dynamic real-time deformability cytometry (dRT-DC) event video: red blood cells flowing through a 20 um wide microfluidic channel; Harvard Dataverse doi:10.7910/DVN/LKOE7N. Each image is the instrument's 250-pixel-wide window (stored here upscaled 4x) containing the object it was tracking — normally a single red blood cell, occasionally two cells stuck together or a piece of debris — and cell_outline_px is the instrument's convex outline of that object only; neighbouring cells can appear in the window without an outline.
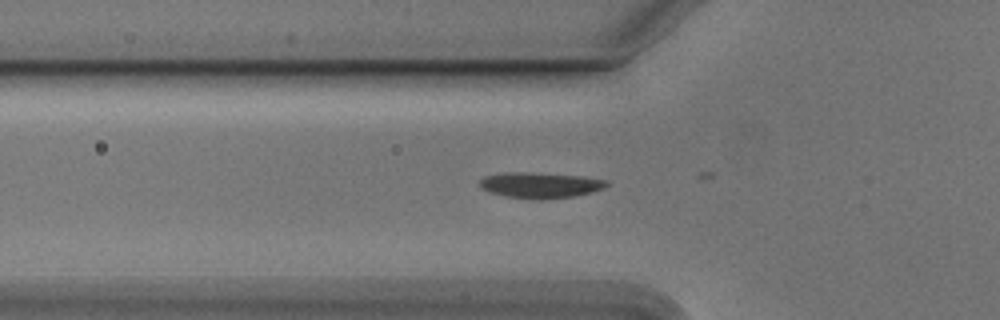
{"species": "Egyptian fruit bat (a non-hibernating species)", "species_latin": "Rousettus aegyptiacus", "temperature_condition": "cold", "stored_images_in_passage": 10, "camera_frame_rate_fps": 3000, "um_per_image_px": 0.085, "animal": {"sex": "male"}, "frame": {"image": 1, "passage_image": 2, "time_ms": 0.333, "image_size_px": [1000, 320], "cell_outline_px": [[608, 184], [604, 188], [592, 192], [572, 196], [540, 200], [536, 200], [504, 196], [480, 188], [480, 180], [484, 176], [504, 172], [524, 172], [580, 176], [608, 180]], "centroid_in_image_um": [45.9, 15.74], "position_along_channel_um": 79.9, "area_um2": 18.96}}
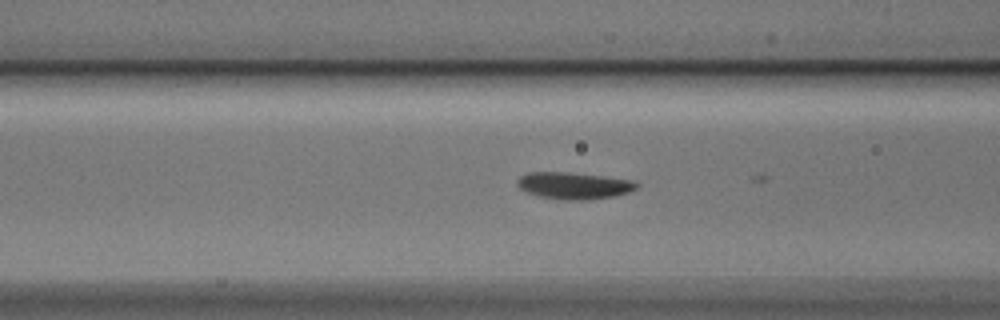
{"frame": {"image": 2, "passage_image": 5, "time_ms": 1.333, "image_size_px": [1000, 320], "cell_outline_px": [[640, 184], [636, 188], [628, 192], [612, 196], [588, 200], [560, 200], [540, 196], [528, 192], [520, 188], [516, 184], [516, 180], [520, 176], [528, 172], [568, 172], [604, 176], [632, 180]], "centroid_in_image_um": [48.76, 15.77], "position_along_channel_um": 117.8, "area_um2": 18.67}}
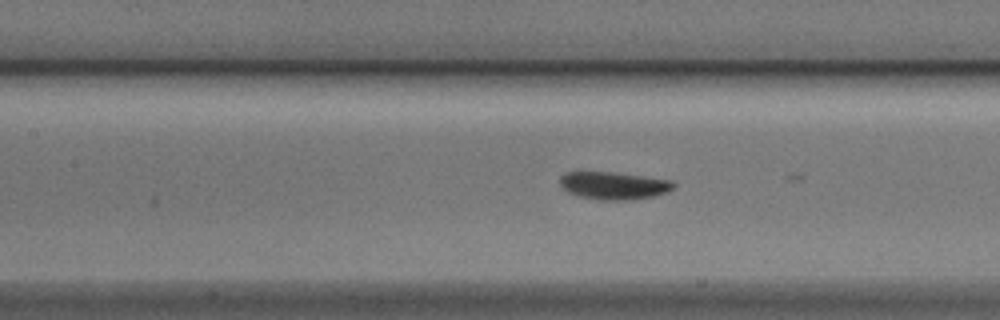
{"frame": {"image": 3, "passage_image": 8, "time_ms": 2.333, "image_size_px": [1000, 320], "cell_outline_px": [[676, 184], [668, 192], [652, 196], [624, 200], [604, 200], [580, 196], [568, 192], [560, 184], [560, 176], [568, 172], [612, 172], [672, 180]], "centroid_in_image_um": [52.18, 15.76], "position_along_channel_um": 155.2, "area_um2": 17.98}}